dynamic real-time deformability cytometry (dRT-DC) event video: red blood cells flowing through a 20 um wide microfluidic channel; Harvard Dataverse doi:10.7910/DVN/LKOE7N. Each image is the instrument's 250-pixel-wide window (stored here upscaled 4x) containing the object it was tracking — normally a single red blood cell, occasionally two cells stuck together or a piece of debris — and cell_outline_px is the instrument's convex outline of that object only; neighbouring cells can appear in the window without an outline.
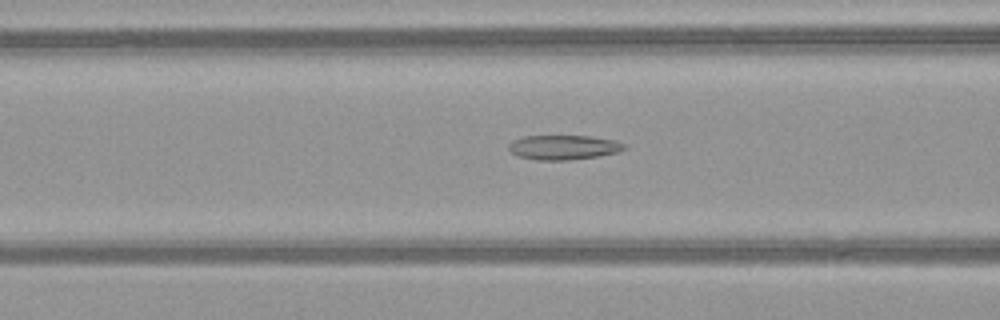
{"species": "common noctule bat (a hibernating species)", "species_latin": "Nyctalus noctula", "temperature_condition": "warm", "stored_images_in_passage": 46, "camera_frame_rate_fps": 3000, "um_per_image_px": 0.085, "animal": {"sex": "female", "body_mass_g": 21.9}, "frame": {"image": 1, "passage_image": 22, "time_ms": 7.0, "image_size_px": [1000, 320], "cell_outline_px": [[628, 148], [620, 152], [600, 156], [568, 160], [536, 160], [516, 156], [508, 148], [508, 144], [512, 140], [524, 136], [592, 136], [616, 140], [628, 144]], "centroid_in_image_um": [47.96, 12.52], "position_along_channel_um": 118.6, "area_um2": 16.94}}
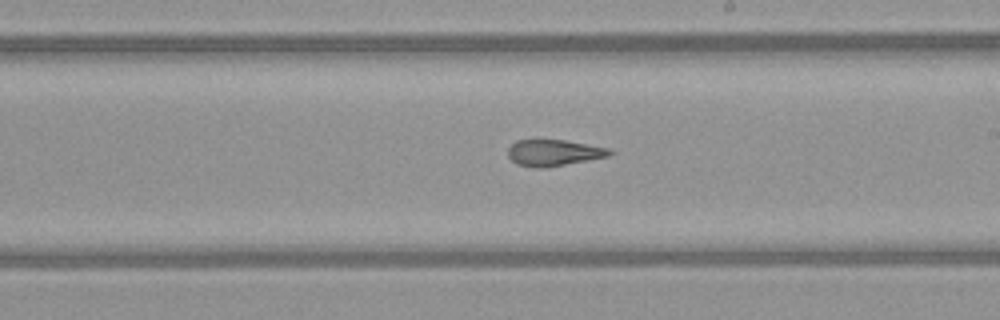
{"frame": {"image": 2, "passage_image": 31, "time_ms": 10.0, "image_size_px": [1000, 320], "cell_outline_px": [[616, 152], [608, 156], [588, 160], [544, 168], [532, 168], [516, 164], [508, 156], [508, 148], [516, 140], [536, 136], [564, 140], [608, 148]], "centroid_in_image_um": [46.99, 12.94], "position_along_channel_um": 242.0, "area_um2": 16.24}}
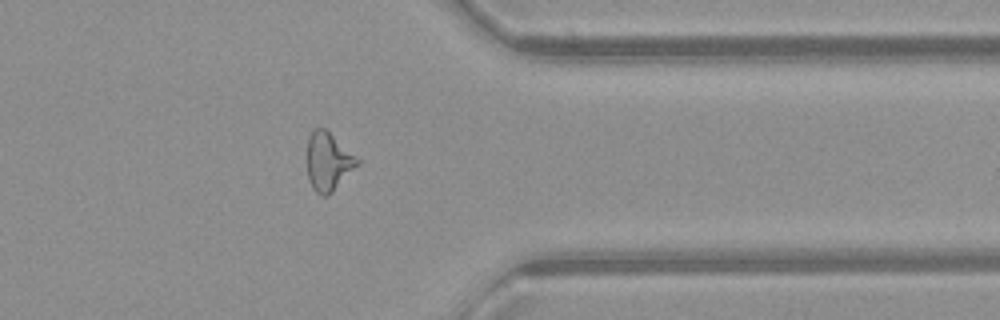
{"frame": {"image": 3, "passage_image": 42, "time_ms": 13.667, "image_size_px": [1000, 320], "cell_outline_px": [[360, 164], [328, 196], [324, 196], [316, 192], [312, 188], [308, 176], [308, 136], [316, 128], [324, 128], [360, 160]], "centroid_in_image_um": [27.91, 13.76], "position_along_channel_um": 383.5, "area_um2": 16.76}}